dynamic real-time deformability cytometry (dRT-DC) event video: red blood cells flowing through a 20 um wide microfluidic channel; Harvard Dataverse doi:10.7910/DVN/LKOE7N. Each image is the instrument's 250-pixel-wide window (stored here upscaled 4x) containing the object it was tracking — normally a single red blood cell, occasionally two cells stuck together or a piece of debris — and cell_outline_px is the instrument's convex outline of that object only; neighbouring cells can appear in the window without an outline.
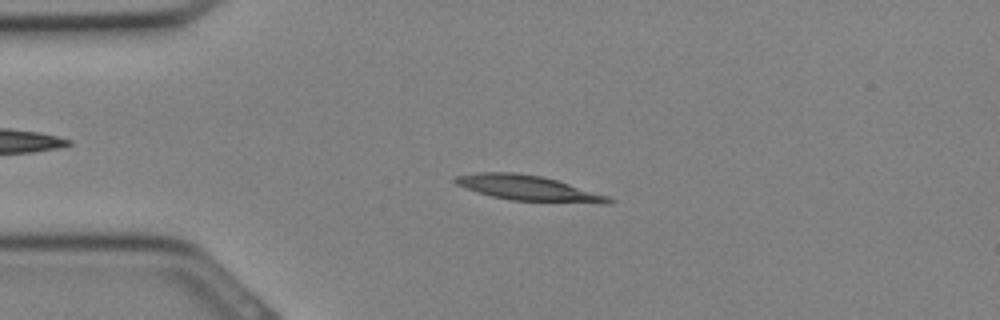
{"species": "Egyptian fruit bat (a non-hibernating species)", "species_latin": "Rousettus aegyptiacus", "temperature_condition": "cold", "stored_images_in_passage": 10, "camera_frame_rate_fps": 3000, "um_per_image_px": 0.085, "animal": {"sex": "female"}, "frame": {"image": 1, "passage_image": 6, "time_ms": 1.667, "image_size_px": [1000, 320], "cell_outline_px": [[616, 200], [608, 204], [604, 204], [512, 200], [492, 196], [456, 184], [452, 180], [452, 176], [480, 172], [516, 172], [540, 176], [556, 180], [608, 196]], "centroid_in_image_um": [44.91, 15.99], "position_along_channel_um": 40.1, "area_um2": 22.37}}
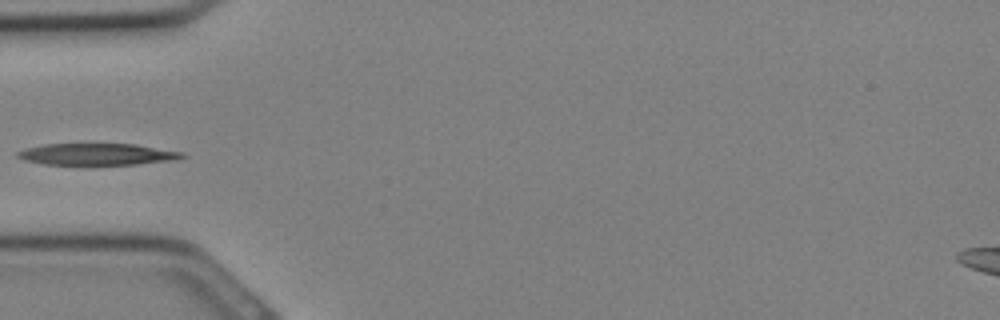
{"frame": {"image": 2, "passage_image": 9, "time_ms": 2.667, "image_size_px": [1000, 320], "cell_outline_px": [[188, 156], [180, 160], [136, 164], [88, 168], [44, 164], [24, 160], [16, 156], [16, 152], [28, 148], [44, 144], [136, 144], [184, 152]], "centroid_in_image_um": [8.31, 13.16], "position_along_channel_um": 76.7, "area_um2": 22.14}}